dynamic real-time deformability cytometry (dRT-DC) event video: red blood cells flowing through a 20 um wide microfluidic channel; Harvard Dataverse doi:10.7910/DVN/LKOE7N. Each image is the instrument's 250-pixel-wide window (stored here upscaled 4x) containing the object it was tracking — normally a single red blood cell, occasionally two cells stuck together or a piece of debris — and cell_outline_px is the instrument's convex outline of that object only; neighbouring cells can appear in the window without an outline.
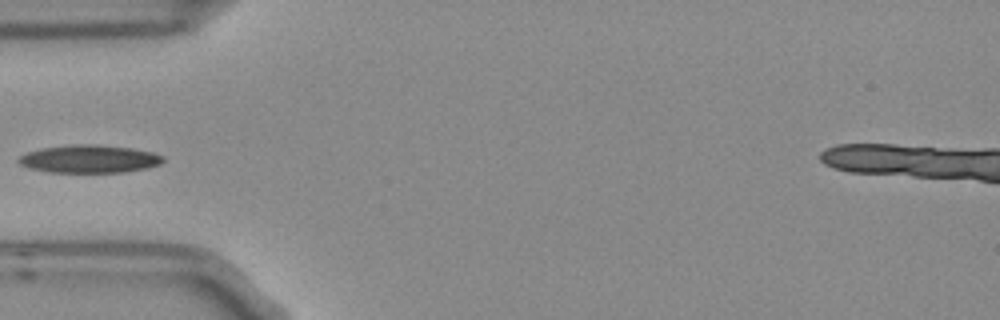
{"species": "Egyptian fruit bat (a non-hibernating species)", "species_latin": "Rousettus aegyptiacus", "temperature_condition": "room temperature", "stored_images_in_passage": 6, "camera_frame_rate_fps": 3000, "um_per_image_px": 0.085, "frame": {"image": 1, "passage_image": 5, "time_ms": 1.333, "image_size_px": [1000, 320], "cell_outline_px": [[164, 160], [160, 164], [148, 168], [124, 172], [48, 172], [28, 168], [20, 164], [16, 160], [20, 156], [28, 152], [40, 148], [72, 144], [96, 144], [128, 148], [152, 152], [164, 156]], "centroid_in_image_um": [7.57, 13.51], "position_along_channel_um": 77.4, "area_um2": 23.52}}